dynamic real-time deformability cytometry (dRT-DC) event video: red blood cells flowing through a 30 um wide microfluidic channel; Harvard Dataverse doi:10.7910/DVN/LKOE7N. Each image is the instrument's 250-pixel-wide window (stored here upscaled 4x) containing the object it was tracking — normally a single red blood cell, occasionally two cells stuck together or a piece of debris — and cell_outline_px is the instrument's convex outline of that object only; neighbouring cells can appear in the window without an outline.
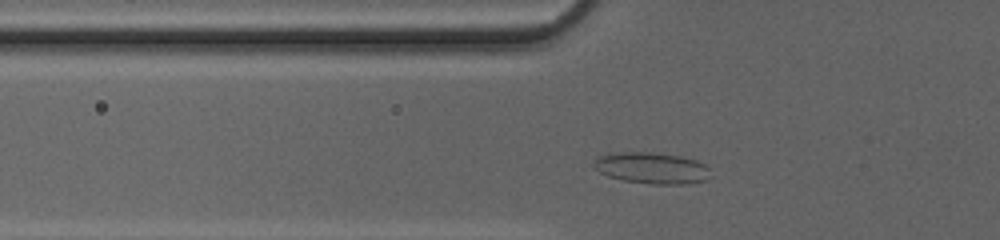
{"species": "common noctule bat (a hibernating species)", "species_latin": "Nyctalus noctula", "temperature_condition": "cold", "stored_images_in_passage": 31, "camera_frame_rate_fps": 3000, "um_per_image_px": 0.085, "animal": {"sex": "female", "body_mass_g": 20.0, "forearm_length_mm": 54.0}, "frame": {"image": 1, "passage_image": 6, "time_ms": 1.667, "image_size_px": [1000, 240], "cell_outline_px": [[712, 168], [704, 180], [684, 184], [652, 184], [624, 180], [608, 176], [600, 172], [592, 164], [596, 156], [624, 152], [652, 152], [680, 156], [696, 160]], "centroid_in_image_um": [55.39, 14.27], "position_along_channel_um": 70.4, "area_um2": 21.15}}
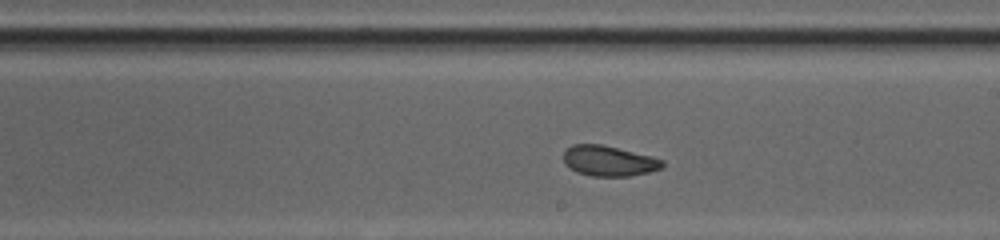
{"frame": {"image": 2, "passage_image": 18, "time_ms": 5.667, "image_size_px": [1000, 240], "cell_outline_px": [[664, 164], [660, 168], [648, 172], [628, 176], [592, 176], [576, 172], [568, 168], [564, 164], [564, 148], [572, 144], [600, 144], [652, 156], [664, 160]], "centroid_in_image_um": [51.7, 13.67], "position_along_channel_um": 237.3, "area_um2": 17.57}}
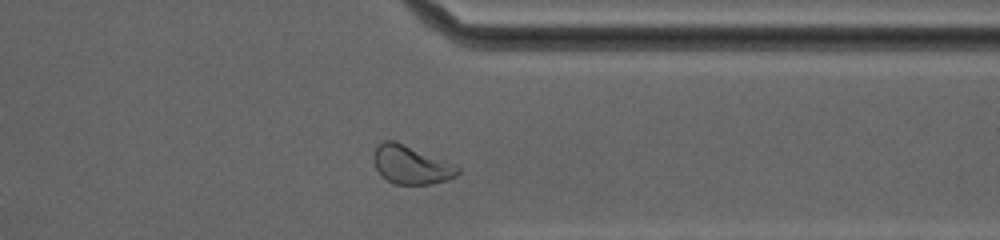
{"frame": {"image": 3, "passage_image": 28, "time_ms": 9.0, "image_size_px": [1000, 240], "cell_outline_px": [[460, 172], [456, 176], [448, 180], [432, 184], [392, 184], [380, 176], [372, 160], [372, 156], [376, 148], [384, 140], [392, 140], [456, 164], [460, 168]], "centroid_in_image_um": [34.94, 14.04], "position_along_channel_um": 376.5, "area_um2": 18.96}, "authors_computed_cell_mechanics": {"area_um2": 18.3804, "velocity_mm_per_s": 4.2102, "shape_relaxation_time_tau1_ms": 7.4151, "shape_relaxation_time_tau2_ms": 1.2614, "deformation_change_tau1": 0.1326, "deformation_change_tau2": 0.0652}}